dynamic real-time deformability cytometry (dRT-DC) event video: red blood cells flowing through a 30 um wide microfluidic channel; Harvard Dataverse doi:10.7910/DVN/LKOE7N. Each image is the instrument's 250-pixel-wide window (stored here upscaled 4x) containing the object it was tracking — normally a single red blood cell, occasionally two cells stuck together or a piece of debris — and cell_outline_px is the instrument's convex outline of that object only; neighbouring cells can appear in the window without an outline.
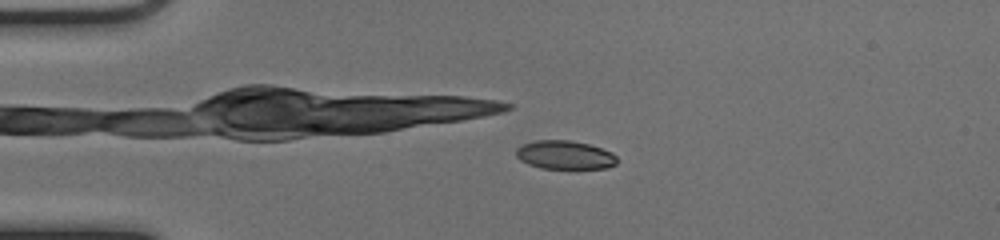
{"species": "common noctule bat (a hibernating species)", "species_latin": "Nyctalus noctula", "temperature_condition": "cold", "stored_images_in_passage": 52, "camera_frame_rate_fps": 3000, "um_per_image_px": 0.085, "animal": {"sex": "female", "body_mass_g": 17.0, "forearm_length_mm": 48.0}, "frame": {"image": 1, "passage_image": 12, "time_ms": 3.667, "image_size_px": [1000, 240], "cell_outline_px": [[616, 164], [608, 168], [540, 168], [528, 164], [520, 160], [516, 156], [516, 148], [520, 144], [536, 140], [568, 140], [588, 144], [612, 152], [616, 156]], "centroid_in_image_um": [47.97, 13.16], "position_along_channel_um": 37.0, "area_um2": 16.82}}
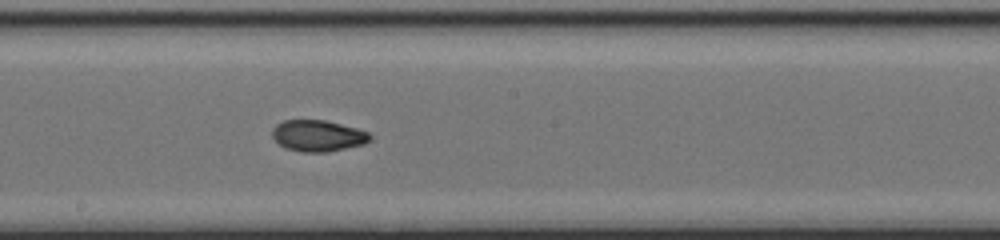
{"frame": {"image": 2, "passage_image": 29, "time_ms": 9.333, "image_size_px": [1000, 240], "cell_outline_px": [[372, 140], [364, 144], [328, 152], [300, 152], [284, 148], [272, 136], [272, 128], [276, 124], [284, 120], [324, 120], [356, 128], [368, 132], [372, 136]], "centroid_in_image_um": [27.02, 11.54], "position_along_channel_um": 221.2, "area_um2": 17.92}}
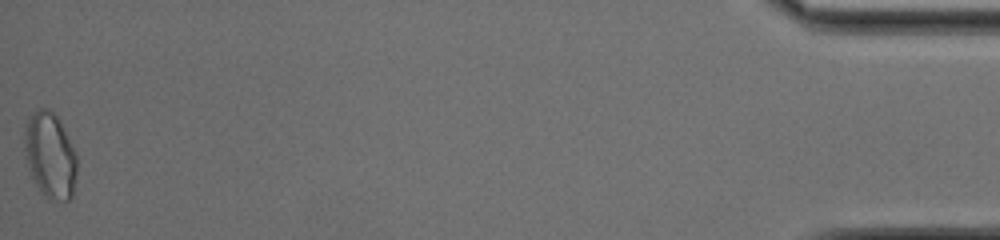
{"frame": {"image": 3, "passage_image": 52, "time_ms": 17.0, "image_size_px": [1000, 240], "cell_outline_px": [[76, 172], [72, 196], [68, 200], [48, 200], [44, 196], [36, 184], [28, 168], [24, 148], [24, 132], [28, 116], [36, 108], [48, 108], [60, 120], [76, 152]], "centroid_in_image_um": [4.24, 13.17], "position_along_channel_um": 431.0, "area_um2": 26.36}, "authors_computed_cell_mechanics": {"area_um2": 17.8024, "velocity_mm_per_s": 3.9973, "shape_relaxation_time_tau1_ms": null, "shape_relaxation_time_tau2_ms": 2.3862, "deformation_change_tau1": null, "deformation_change_tau2": 0.0661}}